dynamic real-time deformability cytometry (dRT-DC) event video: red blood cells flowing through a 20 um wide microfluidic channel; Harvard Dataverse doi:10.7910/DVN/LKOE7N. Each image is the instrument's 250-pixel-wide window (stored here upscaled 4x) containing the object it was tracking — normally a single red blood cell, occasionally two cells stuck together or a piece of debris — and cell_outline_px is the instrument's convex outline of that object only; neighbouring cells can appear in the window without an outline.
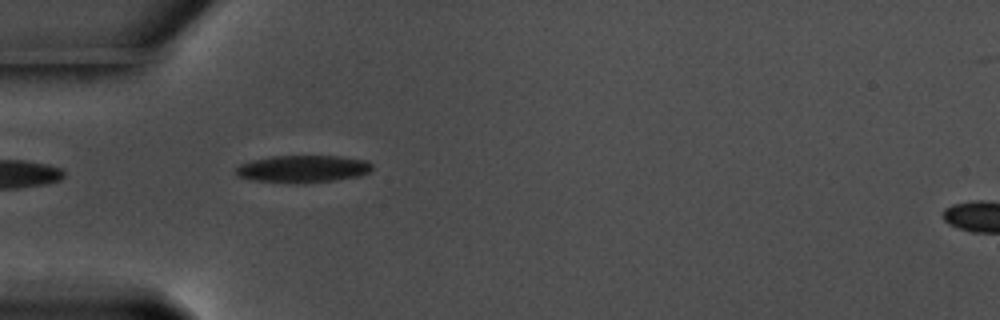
{"species": "common noctule bat (a hibernating species)", "species_latin": "Nyctalus noctula", "temperature_condition": "warm", "stored_images_in_passage": 23, "camera_frame_rate_fps": 3000, "um_per_image_px": 0.085, "animal": {"sex": "male", "body_mass_g": 17.5, "forearm_length_mm": 52.3}, "frame": {"image": 1, "passage_image": 1, "time_ms": 0.0, "image_size_px": [1000, 320], "cell_outline_px": [[372, 168], [368, 172], [360, 176], [336, 180], [296, 184], [252, 180], [236, 176], [236, 168], [240, 164], [272, 156], [340, 156], [368, 160], [372, 164]], "centroid_in_image_um": [25.77, 14.36], "position_along_channel_um": 59.2, "area_um2": 21.79}}
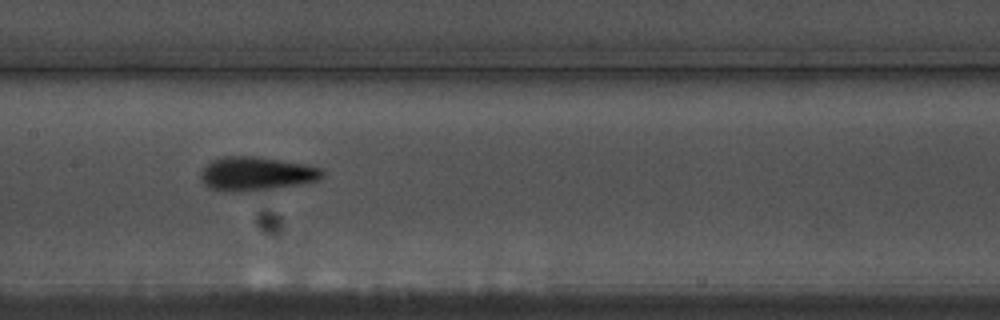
{"frame": {"image": 2, "passage_image": 12, "time_ms": 3.667, "image_size_px": [1000, 320], "cell_outline_px": [[324, 176], [320, 180], [300, 184], [272, 188], [240, 192], [212, 188], [204, 184], [200, 180], [200, 172], [212, 160], [224, 156], [252, 156], [300, 164], [320, 168], [324, 172]], "centroid_in_image_um": [21.76, 14.77], "position_along_channel_um": 185.6, "area_um2": 23.41}}
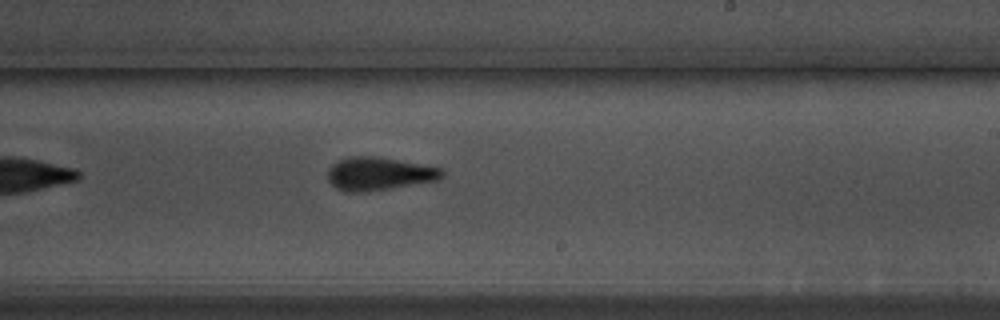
{"frame": {"image": 3, "passage_image": 18, "time_ms": 5.667, "image_size_px": [1000, 320], "cell_outline_px": [[444, 176], [436, 180], [388, 188], [360, 192], [344, 192], [336, 188], [328, 180], [328, 168], [332, 164], [348, 156], [376, 156], [400, 160], [444, 168]], "centroid_in_image_um": [32.2, 14.75], "position_along_channel_um": 256.8, "area_um2": 21.96}}